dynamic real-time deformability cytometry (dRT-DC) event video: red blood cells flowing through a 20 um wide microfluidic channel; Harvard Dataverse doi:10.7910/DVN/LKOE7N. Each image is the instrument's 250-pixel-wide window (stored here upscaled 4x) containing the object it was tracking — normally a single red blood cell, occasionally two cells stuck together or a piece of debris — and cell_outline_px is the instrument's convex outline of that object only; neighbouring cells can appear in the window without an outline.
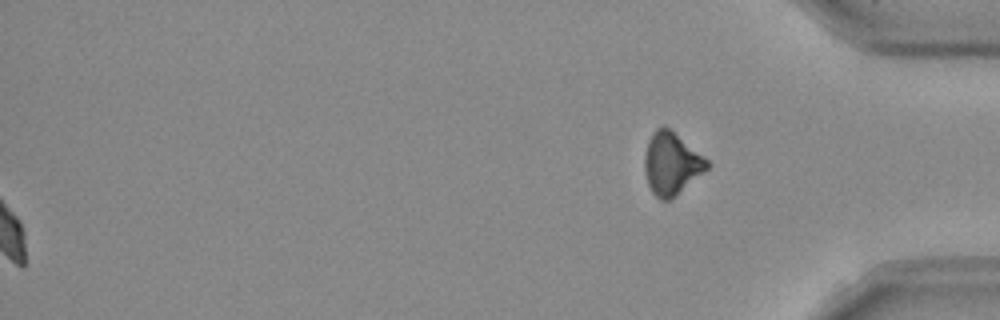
{"species": "Egyptian fruit bat (a non-hibernating species)", "species_latin": "Rousettus aegyptiacus", "temperature_condition": "room temperature", "stored_images_in_passage": 53, "segment_of_instrument_passage": [2, 2], "camera_frame_rate_fps": 3000, "um_per_image_px": 0.085, "frame": {"image": 1, "passage_image": 53, "time_ms": 17.333, "image_size_px": [1000, 320], "cell_outline_px": [[712, 164], [708, 168], [668, 200], [660, 200], [652, 192], [648, 184], [644, 168], [644, 156], [648, 140], [652, 132], [656, 128], [664, 124], [708, 160]], "centroid_in_image_um": [57.04, 13.86], "position_along_channel_um": 378.2, "area_um2": 22.31}}